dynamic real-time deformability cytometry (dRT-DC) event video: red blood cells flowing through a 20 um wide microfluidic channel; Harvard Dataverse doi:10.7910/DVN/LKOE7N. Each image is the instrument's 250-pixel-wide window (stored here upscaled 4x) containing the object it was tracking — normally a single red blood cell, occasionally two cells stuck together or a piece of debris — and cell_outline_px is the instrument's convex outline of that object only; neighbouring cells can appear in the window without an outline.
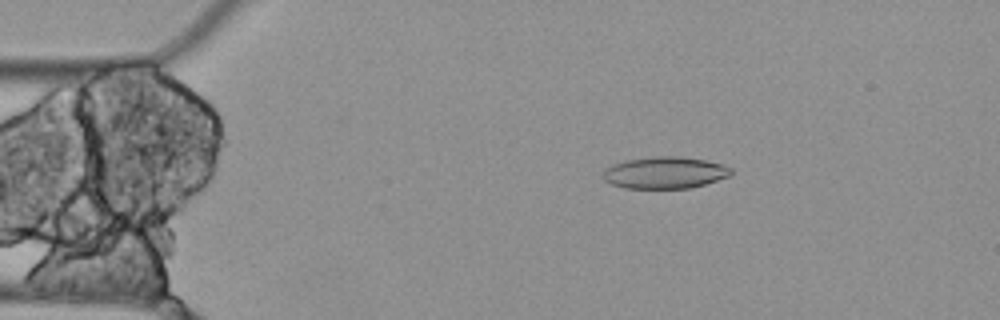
{"species": "Egyptian fruit bat (a non-hibernating species)", "species_latin": "Rousettus aegyptiacus", "temperature_condition": "cold", "stored_images_in_passage": 6, "camera_frame_rate_fps": 3000, "um_per_image_px": 0.085, "animal": {"sex": "female"}, "frame": {"image": 1, "passage_image": 3, "time_ms": 0.667, "image_size_px": [1000, 320], "cell_outline_px": [[732, 172], [728, 176], [704, 184], [688, 188], [624, 188], [612, 184], [604, 180], [604, 172], [612, 164], [628, 160], [656, 156], [680, 156], [704, 160], [724, 164], [732, 168]], "centroid_in_image_um": [56.53, 14.67], "position_along_channel_um": 28.5, "area_um2": 23.47}}